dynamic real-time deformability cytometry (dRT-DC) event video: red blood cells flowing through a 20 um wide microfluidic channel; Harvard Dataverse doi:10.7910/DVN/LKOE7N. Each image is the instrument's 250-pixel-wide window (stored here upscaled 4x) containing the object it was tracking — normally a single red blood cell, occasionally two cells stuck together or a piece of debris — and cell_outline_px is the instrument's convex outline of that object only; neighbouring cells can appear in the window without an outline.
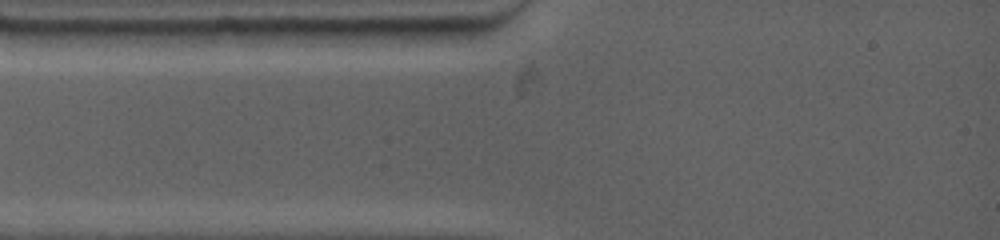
{"species": "common noctule bat (a hibernating species)", "species_latin": "Nyctalus noctula", "temperature_condition": "warm", "stored_images_in_passage": 2, "camera_frame_rate_fps": 4500, "um_per_image_px": 0.085, "animal": {"sex": "female", "body_mass_g": 19.0, "forearm_length_mm": 53.3}, "frame": {"image": 1, "passage_image": 1, "time_ms": 0.0, "image_size_px": [1000, 240], "cell_outline_px": [[500, 24], [464, 44], [428, 48], [368, 44], [364, 28], [492, 24]], "centroid_in_image_um": [36.2, 3.0], "position_along_channel_um": 48.8, "area_um2": 16.36}}